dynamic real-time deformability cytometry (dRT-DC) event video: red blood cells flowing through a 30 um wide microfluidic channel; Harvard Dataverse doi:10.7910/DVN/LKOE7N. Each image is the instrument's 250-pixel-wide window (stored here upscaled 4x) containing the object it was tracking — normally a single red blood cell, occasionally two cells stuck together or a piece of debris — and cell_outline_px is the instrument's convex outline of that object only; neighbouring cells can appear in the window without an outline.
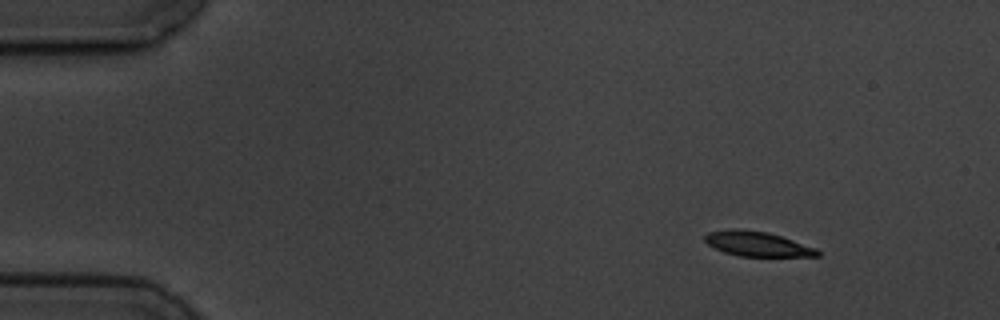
{"species": "common noctule bat (a hibernating species)", "species_latin": "Nyctalus noctula", "temperature_condition": "cold", "stored_images_in_passage": 3, "camera_frame_rate_fps": 3000, "um_per_image_px": 0.085, "animal": {"sex": "male", "body_mass_g": 19.5, "forearm_length_mm": 54.6}, "frame": {"image": 1, "passage_image": 1, "time_ms": 0.0, "image_size_px": [1000, 320], "cell_outline_px": [[820, 256], [740, 256], [724, 252], [708, 244], [704, 240], [704, 236], [708, 232], [732, 228], [736, 228], [768, 232], [816, 248], [820, 252]], "centroid_in_image_um": [64.34, 20.72], "position_along_channel_um": 20.7, "area_um2": 16.13}}